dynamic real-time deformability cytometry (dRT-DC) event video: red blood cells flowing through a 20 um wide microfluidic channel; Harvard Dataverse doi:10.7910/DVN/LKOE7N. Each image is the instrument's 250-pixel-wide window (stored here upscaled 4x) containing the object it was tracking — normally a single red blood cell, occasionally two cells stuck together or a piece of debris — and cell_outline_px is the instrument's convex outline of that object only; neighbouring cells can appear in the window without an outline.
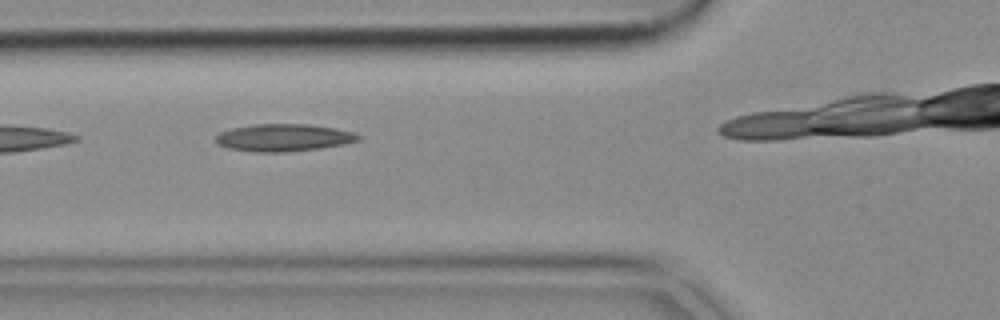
{"species": "common noctule bat (a hibernating species)", "species_latin": "Nyctalus noctula", "temperature_condition": "cold", "stored_images_in_passage": 6, "camera_frame_rate_fps": 3000, "um_per_image_px": 0.085, "animal": {"sex": "female", "body_mass_g": 18.4}, "frame": {"image": 1, "passage_image": 3, "time_ms": 0.667, "image_size_px": [1000, 320], "cell_outline_px": [[360, 140], [320, 148], [288, 152], [256, 152], [228, 148], [216, 144], [216, 136], [220, 132], [232, 128], [256, 124], [308, 124], [336, 128], [356, 132], [360, 136]], "centroid_in_image_um": [24.1, 11.7], "position_along_channel_um": 101.7, "area_um2": 22.72}}